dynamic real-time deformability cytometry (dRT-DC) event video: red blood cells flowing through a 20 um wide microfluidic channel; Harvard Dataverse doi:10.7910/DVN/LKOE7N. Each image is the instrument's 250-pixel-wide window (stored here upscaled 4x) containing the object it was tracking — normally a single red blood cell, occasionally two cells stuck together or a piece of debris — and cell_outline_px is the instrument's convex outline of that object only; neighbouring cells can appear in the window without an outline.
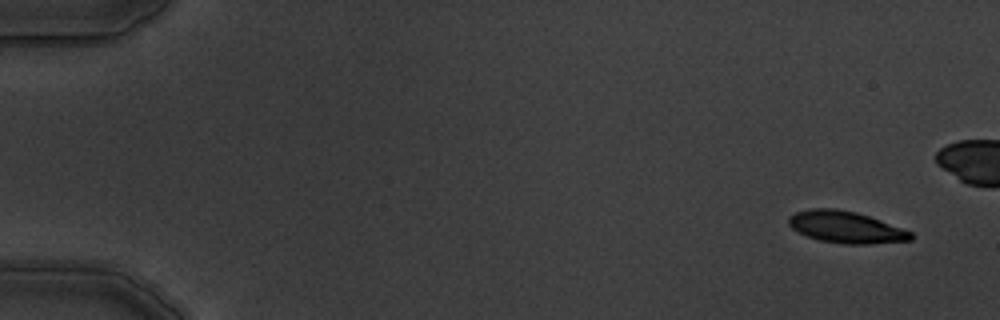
{"species": "common noctule bat (a hibernating species)", "species_latin": "Nyctalus noctula", "temperature_condition": "warm", "stored_images_in_passage": 6, "camera_frame_rate_fps": 3000, "um_per_image_px": 0.085, "animal": {"sex": "male", "body_mass_g": 19.5, "forearm_length_mm": 54.6}, "frame": {"image": 1, "passage_image": 1, "time_ms": 0.0, "image_size_px": [1000, 320], "cell_outline_px": [[912, 240], [868, 244], [844, 244], [820, 240], [808, 236], [792, 228], [788, 224], [788, 216], [796, 212], [812, 208], [836, 208], [856, 212], [880, 220], [912, 232]], "centroid_in_image_um": [71.88, 19.3], "position_along_channel_um": 13.1, "area_um2": 22.43}}